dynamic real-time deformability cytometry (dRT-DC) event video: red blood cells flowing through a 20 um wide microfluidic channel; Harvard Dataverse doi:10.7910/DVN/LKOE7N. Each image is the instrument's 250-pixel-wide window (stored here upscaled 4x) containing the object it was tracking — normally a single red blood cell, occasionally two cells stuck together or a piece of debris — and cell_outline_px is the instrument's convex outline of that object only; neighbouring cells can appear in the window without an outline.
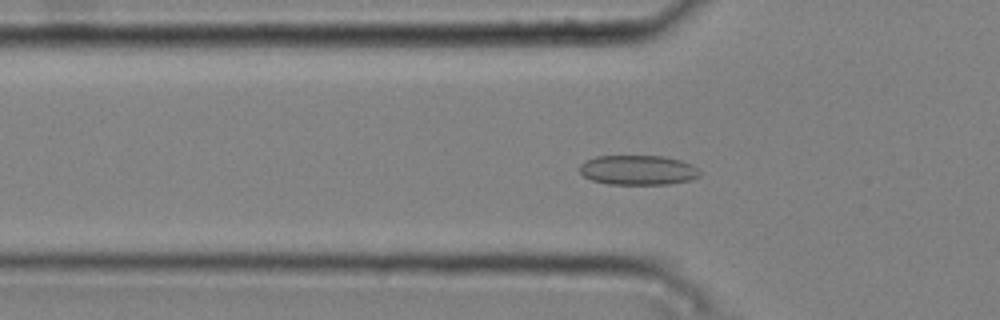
{"species": "common noctule bat (a hibernating species)", "species_latin": "Nyctalus noctula", "temperature_condition": "cold", "stored_images_in_passage": 47, "camera_frame_rate_fps": 3000, "um_per_image_px": 0.085, "animal": {"sex": "male", "body_mass_g": 20.4}, "frame": {"image": 1, "passage_image": 13, "time_ms": 4.0, "image_size_px": [1000, 320], "cell_outline_px": [[700, 176], [692, 180], [668, 184], [608, 184], [592, 180], [584, 176], [580, 172], [580, 164], [584, 160], [596, 156], [664, 156], [680, 160], [692, 164], [700, 172]], "centroid_in_image_um": [54.23, 14.45], "position_along_channel_um": 71.6, "area_um2": 20.92}}
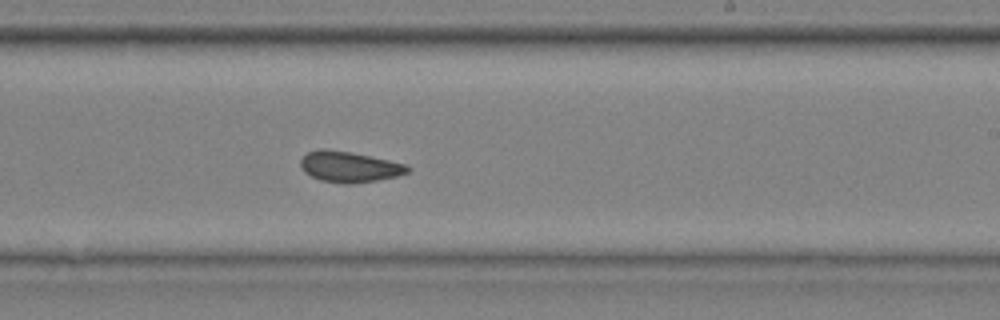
{"frame": {"image": 2, "passage_image": 28, "time_ms": 9.0, "image_size_px": [1000, 320], "cell_outline_px": [[412, 168], [408, 172], [396, 176], [376, 180], [352, 184], [344, 184], [320, 180], [304, 172], [300, 168], [300, 160], [308, 152], [320, 148], [324, 148], [352, 152], [408, 164]], "centroid_in_image_um": [29.69, 14.17], "position_along_channel_um": 259.3, "area_um2": 19.36}}
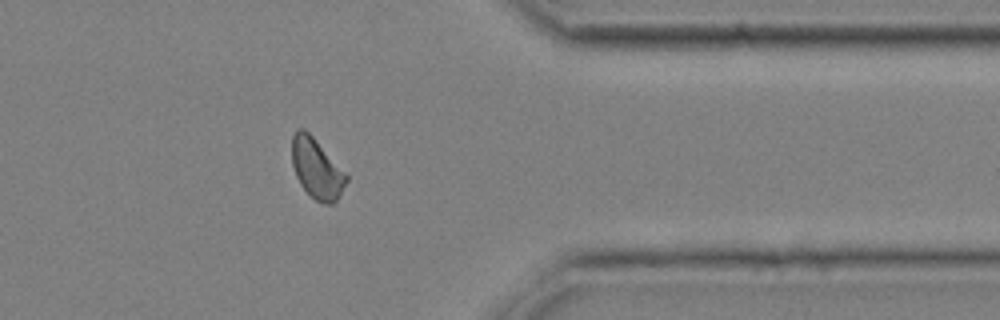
{"frame": {"image": 3, "passage_image": 39, "time_ms": 12.667, "image_size_px": [1000, 320], "cell_outline_px": [[348, 180], [336, 200], [332, 204], [324, 204], [316, 200], [300, 184], [296, 176], [292, 164], [292, 136], [296, 128], [304, 128], [312, 136], [348, 176]], "centroid_in_image_um": [26.89, 14.32], "position_along_channel_um": 384.5, "area_um2": 18.67}, "authors_computed_cell_mechanics": {"area_um2": 18.9584, "velocity_mm_per_s": 3.7548, "shape_relaxation_time_tau1_ms": null, "shape_relaxation_time_tau2_ms": 2.1916, "deformation_change_tau1": null, "deformation_change_tau2": 0.083}}